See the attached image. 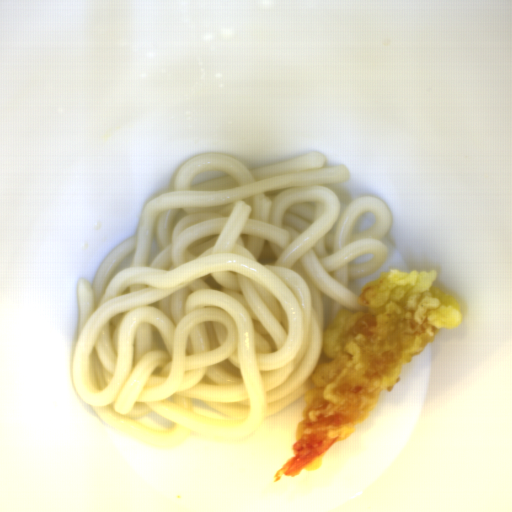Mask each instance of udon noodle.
<instances>
[{
  "mask_svg": "<svg viewBox=\"0 0 512 512\" xmlns=\"http://www.w3.org/2000/svg\"><path fill=\"white\" fill-rule=\"evenodd\" d=\"M350 179L310 151L247 168L222 152L183 162L135 232L76 283L72 387L97 418L153 446L252 444L307 398L351 280L380 269L394 215L342 199Z\"/></svg>",
  "mask_w": 512,
  "mask_h": 512,
  "instance_id": "obj_1",
  "label": "udon noodle"
}]
</instances>
